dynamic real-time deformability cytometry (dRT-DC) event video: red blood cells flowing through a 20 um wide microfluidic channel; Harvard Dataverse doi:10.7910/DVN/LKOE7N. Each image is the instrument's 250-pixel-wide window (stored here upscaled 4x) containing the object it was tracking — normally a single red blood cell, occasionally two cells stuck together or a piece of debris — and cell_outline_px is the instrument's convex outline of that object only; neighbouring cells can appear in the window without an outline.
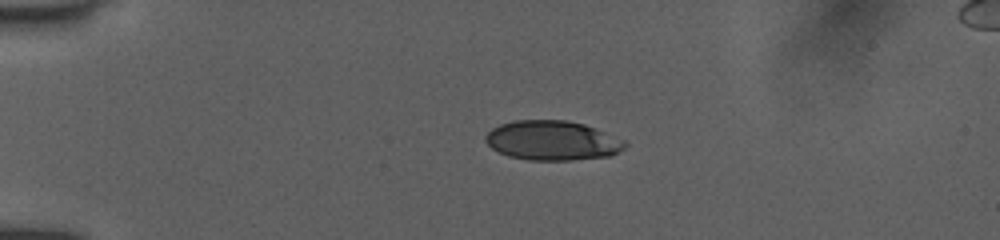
{"species": "human", "species_latin": "Homo sapiens", "temperature_condition": "room temperature", "stored_images_in_passage": 4, "camera_frame_rate_fps": 3000, "um_per_image_px": 0.085, "donor": {"sex": "female"}, "frame": {"image": 1, "passage_image": 1, "time_ms": 0.0, "image_size_px": [1000, 240], "cell_outline_px": [[628, 144], [624, 148], [608, 156], [572, 160], [528, 160], [508, 156], [492, 148], [484, 140], [484, 136], [492, 128], [500, 124], [516, 120], [564, 120], [584, 124], [596, 128], [628, 140]], "centroid_in_image_um": [46.97, 11.94], "position_along_channel_um": 38.0, "area_um2": 32.31}}
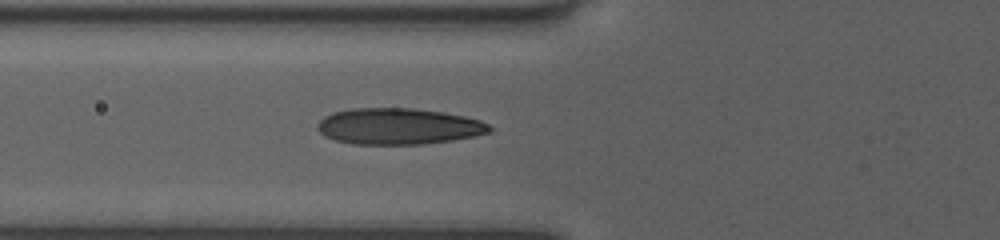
{"frame": {"image": 2, "passage_image": 4, "time_ms": 2.667, "image_size_px": [1000, 240], "cell_outline_px": [[492, 132], [452, 140], [424, 144], [352, 144], [336, 140], [324, 136], [316, 128], [316, 124], [324, 116], [332, 112], [352, 108], [412, 108], [444, 112], [464, 116], [480, 120], [488, 124], [492, 128]], "centroid_in_image_um": [33.85, 10.73], "position_along_channel_um": 92.0, "area_um2": 36.47}}